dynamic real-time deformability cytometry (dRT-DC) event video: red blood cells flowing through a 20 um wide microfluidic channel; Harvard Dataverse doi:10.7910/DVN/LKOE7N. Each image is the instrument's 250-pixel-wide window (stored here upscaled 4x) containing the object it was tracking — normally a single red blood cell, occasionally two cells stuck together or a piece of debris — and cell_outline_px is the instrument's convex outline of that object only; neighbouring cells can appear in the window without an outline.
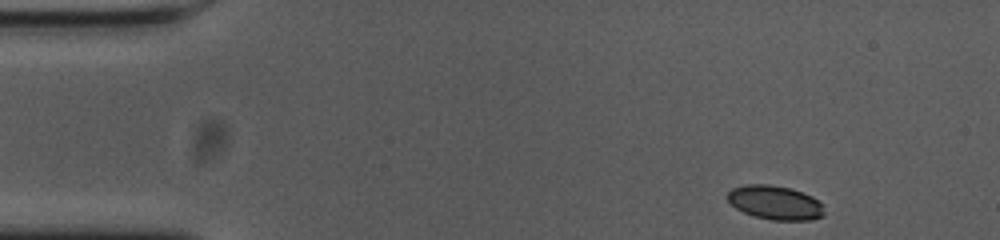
{"species": "common noctule bat (a hibernating species)", "species_latin": "Nyctalus noctula", "temperature_condition": "cold", "stored_images_in_passage": 51, "camera_frame_rate_fps": 3000, "um_per_image_px": 0.085, "animal": {"sex": "female", "body_mass_g": 23.0, "forearm_length_mm": 53.4}, "frame": {"image": 1, "passage_image": 1, "time_ms": 0.0, "image_size_px": [1000, 240], "cell_outline_px": [[824, 216], [812, 220], [772, 220], [756, 216], [744, 212], [736, 208], [728, 200], [728, 192], [732, 188], [748, 184], [768, 184], [788, 188], [812, 196], [824, 204]], "centroid_in_image_um": [65.92, 17.23], "position_along_channel_um": 19.1, "area_um2": 19.07}}
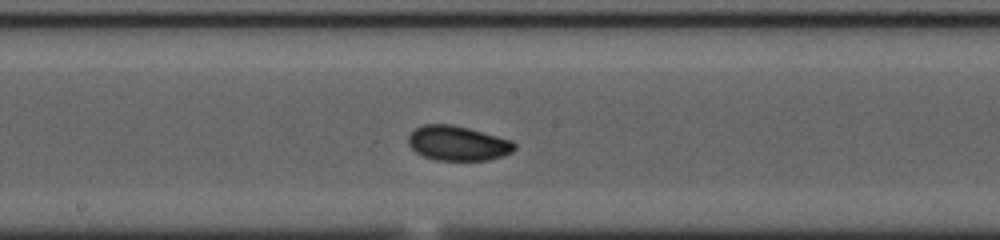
{"frame": {"image": 2, "passage_image": 24, "time_ms": 7.667, "image_size_px": [1000, 240], "cell_outline_px": [[516, 148], [512, 152], [504, 156], [488, 160], [436, 160], [424, 156], [416, 152], [408, 144], [408, 136], [416, 128], [424, 124], [452, 124], [468, 128], [512, 140], [516, 144]], "centroid_in_image_um": [38.93, 12.18], "position_along_channel_um": 209.3, "area_um2": 21.5}}
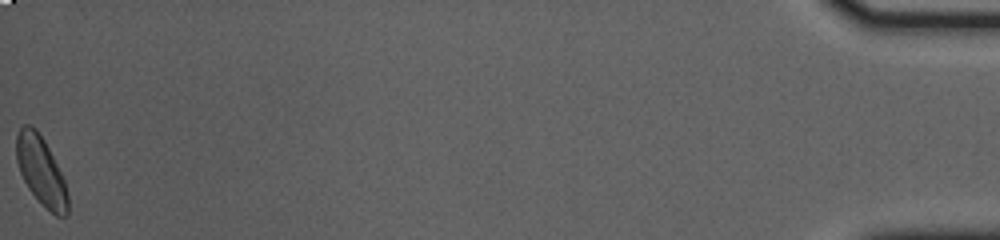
{"frame": {"image": 3, "passage_image": 51, "time_ms": 16.667, "image_size_px": [1000, 240], "cell_outline_px": [[68, 216], [56, 216], [28, 188], [20, 172], [16, 160], [16, 136], [20, 128], [24, 124], [32, 124], [36, 128], [44, 140], [64, 180], [68, 196]], "centroid_in_image_um": [3.48, 14.48], "position_along_channel_um": 431.7, "area_um2": 20.23}, "authors_computed_cell_mechanics": {"area_um2": 20.5768, "velocity_mm_per_s": 3.624, "shape_relaxation_time_tau1_ms": 4.5723, "shape_relaxation_time_tau2_ms": 4.2426, "deformation_change_tau1": 0.0984, "deformation_change_tau2": 0.0711}}